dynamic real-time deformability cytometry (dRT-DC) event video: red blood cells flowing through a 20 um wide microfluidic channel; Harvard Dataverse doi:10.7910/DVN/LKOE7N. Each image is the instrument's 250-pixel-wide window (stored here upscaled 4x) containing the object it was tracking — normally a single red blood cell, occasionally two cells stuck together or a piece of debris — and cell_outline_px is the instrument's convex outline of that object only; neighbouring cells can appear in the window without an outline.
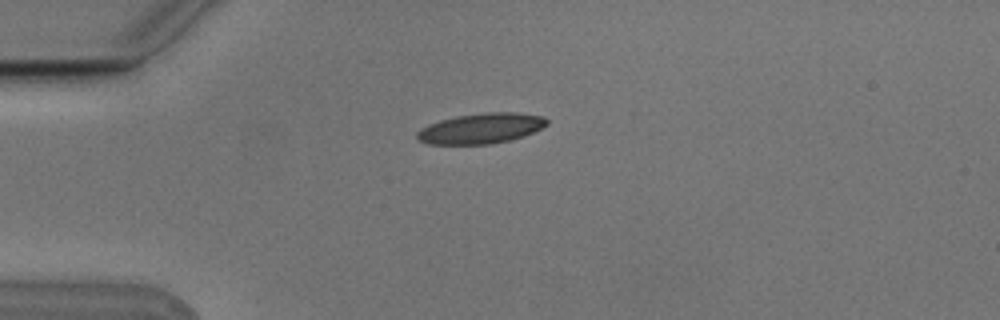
{"species": "Egyptian fruit bat (a non-hibernating species)", "species_latin": "Rousettus aegyptiacus", "temperature_condition": "cold", "stored_images_in_passage": 7, "camera_frame_rate_fps": 3000, "um_per_image_px": 0.085, "animal": {"sex": "male"}, "frame": {"image": 1, "passage_image": 2, "time_ms": 0.333, "image_size_px": [1000, 320], "cell_outline_px": [[548, 124], [524, 136], [492, 144], [428, 144], [420, 140], [416, 136], [416, 132], [428, 124], [440, 120], [456, 116], [484, 112], [516, 112], [544, 116], [548, 120]], "centroid_in_image_um": [40.89, 10.9], "position_along_channel_um": 44.1, "area_um2": 22.95}}
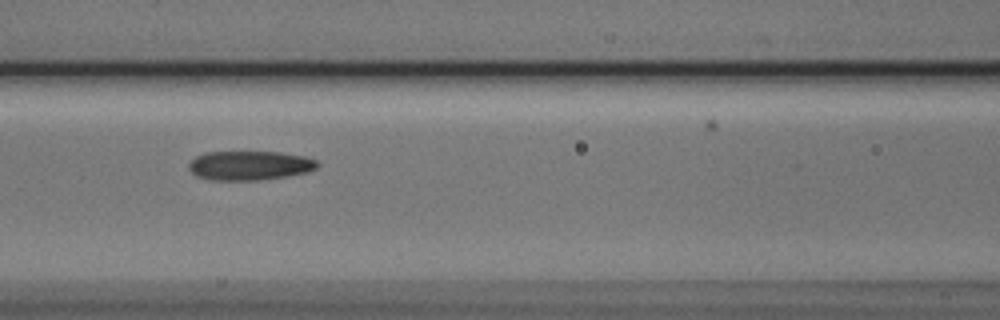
{"frame": {"image": 2, "passage_image": 5, "time_ms": 1.333, "image_size_px": [1000, 320], "cell_outline_px": [[320, 164], [316, 168], [308, 172], [288, 176], [260, 180], [212, 180], [196, 176], [188, 168], [188, 164], [196, 156], [204, 152], [280, 152], [304, 156], [316, 160]], "centroid_in_image_um": [21.22, 14.07], "position_along_channel_um": 145.4, "area_um2": 22.02}}
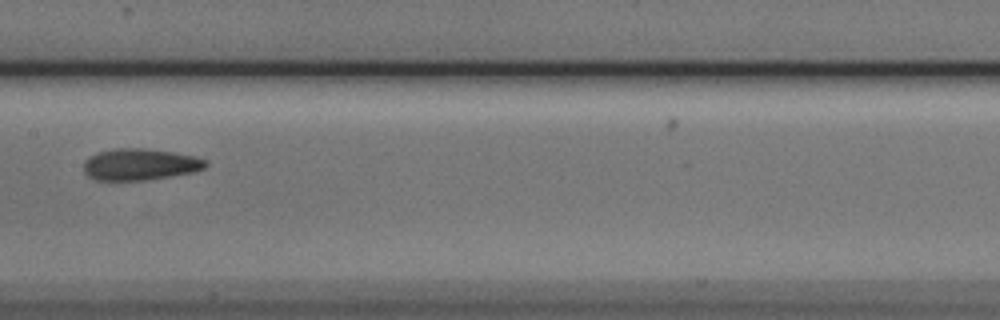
{"frame": {"image": 3, "passage_image": 6, "time_ms": 1.667, "image_size_px": [1000, 320], "cell_outline_px": [[208, 164], [204, 168], [192, 172], [144, 180], [96, 180], [88, 176], [84, 172], [84, 160], [88, 156], [96, 152], [116, 148], [140, 148], [172, 152], [196, 156], [208, 160]], "centroid_in_image_um": [11.87, 13.96], "position_along_channel_um": 195.5, "area_um2": 22.43}}